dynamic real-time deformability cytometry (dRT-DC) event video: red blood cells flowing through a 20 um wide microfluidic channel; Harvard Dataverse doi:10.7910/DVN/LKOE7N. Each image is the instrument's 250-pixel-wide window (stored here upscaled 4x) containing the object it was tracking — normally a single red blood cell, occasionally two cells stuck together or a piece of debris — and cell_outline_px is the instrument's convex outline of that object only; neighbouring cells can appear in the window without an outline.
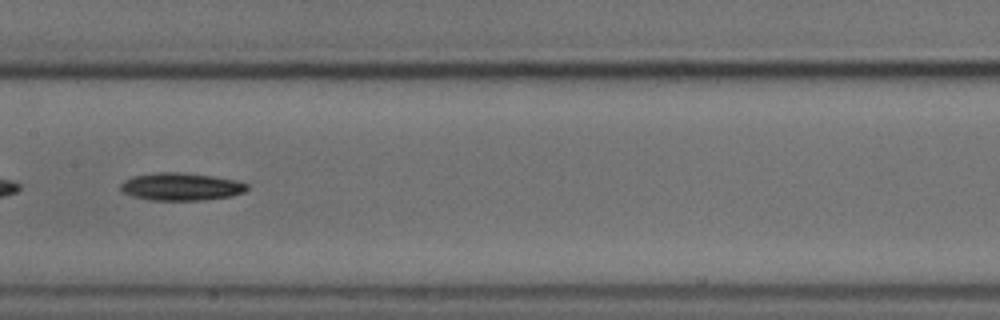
{"species": "common noctule bat (a hibernating species)", "species_latin": "Nyctalus noctula", "temperature_condition": "cold", "stored_images_in_passage": 54, "segment_of_instrument_passage": [2, 2], "camera_frame_rate_fps": 3000, "um_per_image_px": 0.085, "animal": {"sex": "male", "body_mass_g": 18.8}, "frame": {"image": 1, "passage_image": 28, "time_ms": 9.0, "image_size_px": [1000, 320], "cell_outline_px": [[248, 188], [244, 192], [232, 196], [200, 200], [148, 200], [132, 196], [120, 192], [120, 184], [124, 180], [132, 176], [156, 172], [184, 172], [212, 176], [236, 180], [248, 184]], "centroid_in_image_um": [15.35, 15.86], "position_along_channel_um": 192.1, "area_um2": 20.58}}
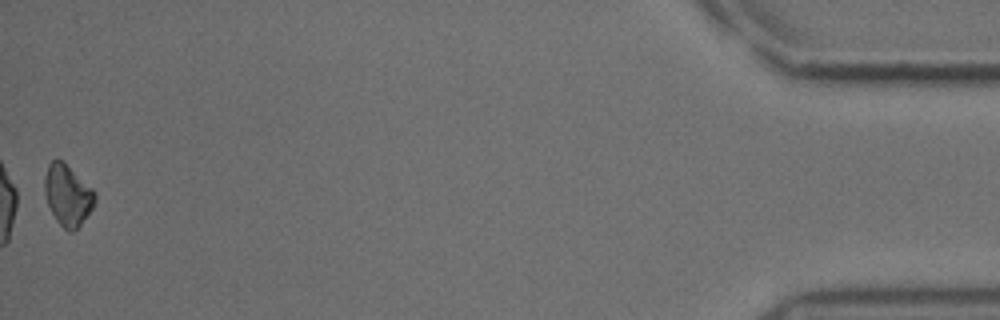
{"frame": {"image": 2, "passage_image": 54, "time_ms": 17.667, "image_size_px": [1000, 320], "cell_outline_px": [[96, 204], [80, 224], [72, 232], [68, 232], [56, 220], [48, 204], [44, 192], [44, 176], [48, 164], [52, 160], [64, 160], [96, 192]], "centroid_in_image_um": [5.76, 16.56], "position_along_channel_um": 429.4, "area_um2": 18.03}}